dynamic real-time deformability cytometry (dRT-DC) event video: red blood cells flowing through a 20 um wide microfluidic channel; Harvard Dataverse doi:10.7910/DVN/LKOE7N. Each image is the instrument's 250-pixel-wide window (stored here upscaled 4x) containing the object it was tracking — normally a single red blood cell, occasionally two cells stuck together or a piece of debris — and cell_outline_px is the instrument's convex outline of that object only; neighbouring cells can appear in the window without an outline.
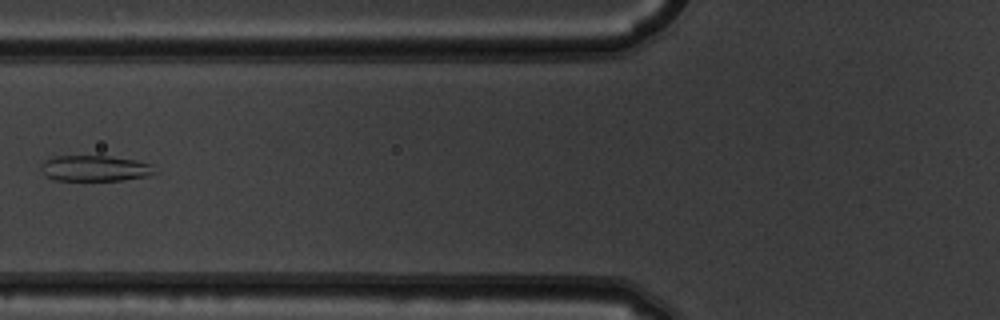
{"species": "common noctule bat (a hibernating species)", "species_latin": "Nyctalus noctula", "temperature_condition": "warm", "stored_images_in_passage": 6, "camera_frame_rate_fps": 3000, "um_per_image_px": 0.085, "animal": {"sex": "male", "body_mass_g": 19.5, "forearm_length_mm": 54.6}, "frame": {"image": 1, "passage_image": 5, "time_ms": 1.333, "image_size_px": [1000, 320], "cell_outline_px": [[160, 172], [148, 176], [120, 180], [56, 180], [48, 176], [40, 168], [40, 164], [44, 160], [52, 156], [108, 156], [132, 160], [152, 164]], "centroid_in_image_um": [8.1, 14.3], "position_along_channel_um": 117.7, "area_um2": 17.11}}